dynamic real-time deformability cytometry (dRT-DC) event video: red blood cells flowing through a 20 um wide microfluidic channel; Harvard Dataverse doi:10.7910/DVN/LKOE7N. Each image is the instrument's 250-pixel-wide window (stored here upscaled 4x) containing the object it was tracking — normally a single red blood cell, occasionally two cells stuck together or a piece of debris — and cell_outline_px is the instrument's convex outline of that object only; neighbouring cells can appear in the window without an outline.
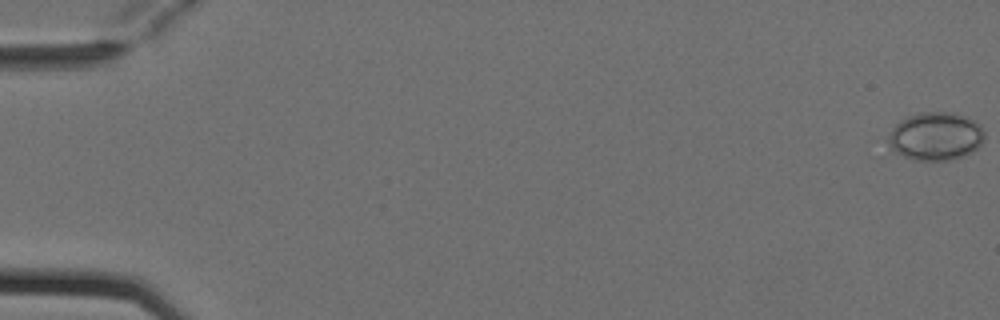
{"species": "Egyptian fruit bat (a non-hibernating species)", "species_latin": "Rousettus aegyptiacus", "temperature_condition": "cold", "stored_images_in_passage": 4, "camera_frame_rate_fps": 3000, "um_per_image_px": 0.085, "animal": {"sex": "female"}, "frame": {"image": 1, "passage_image": 1, "time_ms": 0.0, "image_size_px": [1000, 320], "cell_outline_px": [[984, 140], [972, 152], [964, 156], [948, 160], [912, 160], [888, 152], [888, 136], [892, 128], [900, 120], [908, 116], [920, 112], [952, 112], [968, 116], [976, 120], [980, 124], [984, 132]], "centroid_in_image_um": [79.49, 11.59], "position_along_channel_um": 5.5, "area_um2": 27.69}}